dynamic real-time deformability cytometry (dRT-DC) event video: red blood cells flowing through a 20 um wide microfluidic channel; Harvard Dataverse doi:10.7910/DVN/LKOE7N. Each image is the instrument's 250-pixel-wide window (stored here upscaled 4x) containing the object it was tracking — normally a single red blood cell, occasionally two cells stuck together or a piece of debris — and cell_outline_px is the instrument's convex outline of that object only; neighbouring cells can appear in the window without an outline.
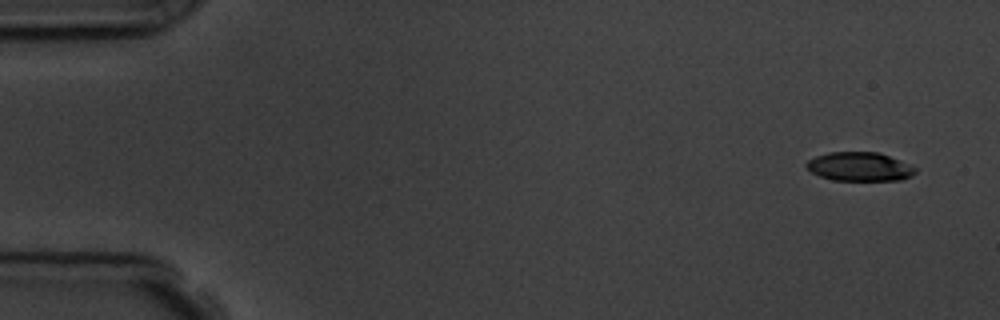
{"species": "common noctule bat (a hibernating species)", "species_latin": "Nyctalus noctula", "temperature_condition": "room temperature", "stored_images_in_passage": 4, "camera_frame_rate_fps": 3000, "um_per_image_px": 0.085, "animal": {"sex": "male", "body_mass_g": 19.5, "forearm_length_mm": 54.6}, "frame": {"image": 1, "passage_image": 1, "time_ms": 0.0, "image_size_px": [1000, 320], "cell_outline_px": [[916, 172], [912, 176], [900, 180], [832, 180], [820, 176], [812, 172], [804, 164], [808, 160], [816, 156], [828, 152], [880, 152], [908, 164], [916, 168]], "centroid_in_image_um": [73.06, 14.16], "position_along_channel_um": 11.9, "area_um2": 18.26}}
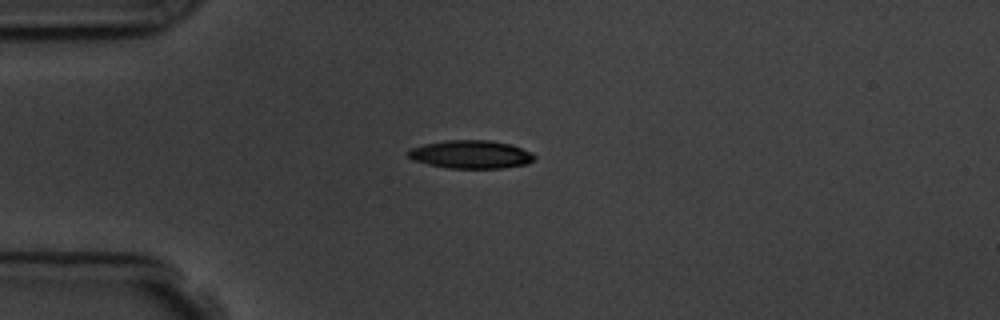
{"frame": {"image": 2, "passage_image": 4, "time_ms": 3.667, "image_size_px": [1000, 320], "cell_outline_px": [[536, 156], [528, 164], [500, 168], [448, 168], [428, 164], [416, 160], [408, 156], [404, 152], [408, 148], [424, 144], [448, 140], [488, 140], [512, 144], [532, 152]], "centroid_in_image_um": [40.02, 13.11], "position_along_channel_um": 45.0, "area_um2": 20.81}}